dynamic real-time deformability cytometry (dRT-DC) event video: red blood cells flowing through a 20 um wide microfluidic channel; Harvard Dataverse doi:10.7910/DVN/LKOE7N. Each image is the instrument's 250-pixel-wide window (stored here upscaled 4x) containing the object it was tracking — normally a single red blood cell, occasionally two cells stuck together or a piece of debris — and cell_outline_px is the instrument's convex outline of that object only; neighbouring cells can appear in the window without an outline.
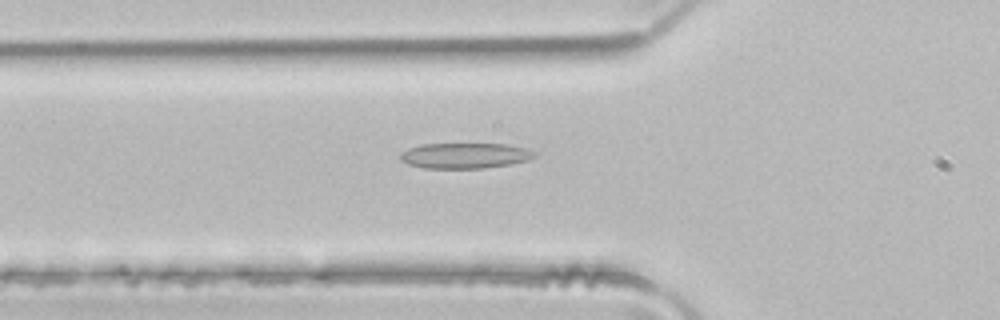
{"species": "common noctule bat (a hibernating species)", "species_latin": "Nyctalus noctula", "temperature_condition": "room temperature", "stored_images_in_passage": 49, "camera_frame_rate_fps": 3000, "um_per_image_px": 0.085, "animal": {"sex": "male", "body_mass_g": 21.5, "forearm_length_mm": 52.0}, "frame": {"image": 1, "passage_image": 17, "time_ms": 5.333, "image_size_px": [1000, 320], "cell_outline_px": [[536, 156], [528, 160], [508, 164], [484, 168], [424, 168], [408, 164], [400, 160], [400, 152], [408, 148], [420, 144], [508, 144], [528, 148], [536, 152]], "centroid_in_image_um": [39.51, 13.22], "position_along_channel_um": 86.3, "area_um2": 20.06}}
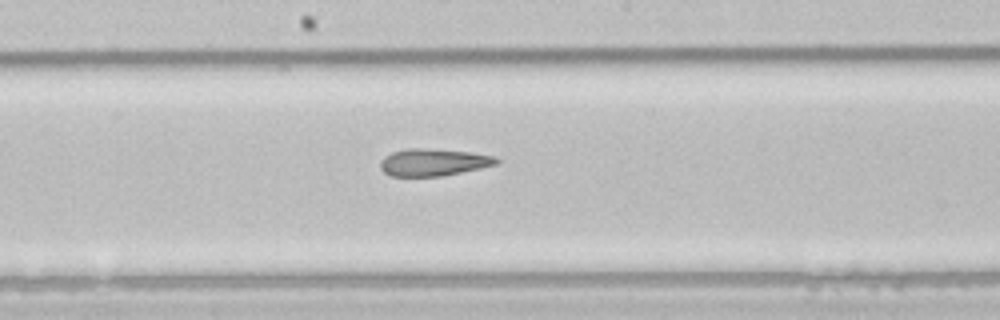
{"frame": {"image": 2, "passage_image": 26, "time_ms": 8.333, "image_size_px": [1000, 320], "cell_outline_px": [[500, 160], [496, 164], [480, 168], [440, 176], [392, 176], [384, 172], [380, 168], [380, 160], [384, 156], [392, 152], [408, 148], [420, 148], [468, 152], [496, 156]], "centroid_in_image_um": [36.81, 13.79], "position_along_channel_um": 211.4, "area_um2": 18.21}}
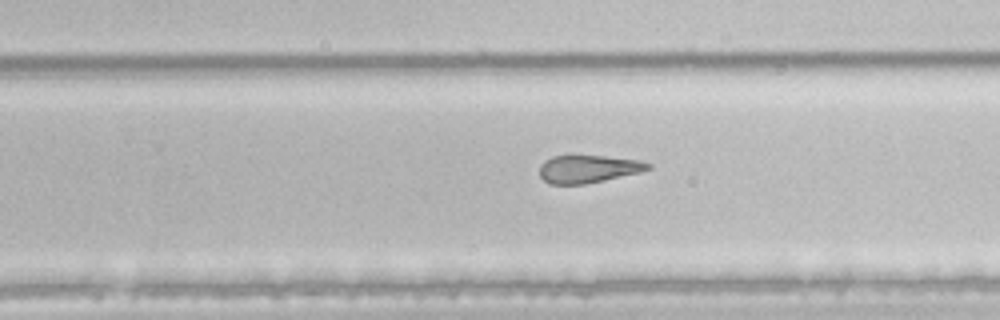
{"frame": {"image": 3, "passage_image": 31, "time_ms": 10.0, "image_size_px": [1000, 320], "cell_outline_px": [[652, 168], [640, 172], [604, 180], [584, 184], [552, 184], [544, 180], [540, 176], [540, 164], [544, 160], [552, 156], [572, 152], [640, 160], [652, 164]], "centroid_in_image_um": [49.97, 14.3], "position_along_channel_um": 279.8, "area_um2": 18.26}, "authors_computed_cell_mechanics": {"area_um2": 22.0796, "velocity_mm_per_s": 4.1347, "shape_relaxation_time_tau1_ms": 8.5855, "shape_relaxation_time_tau2_ms": 3.02, "deformation_change_tau1": 0.217, "deformation_change_tau2": 0.1337}}